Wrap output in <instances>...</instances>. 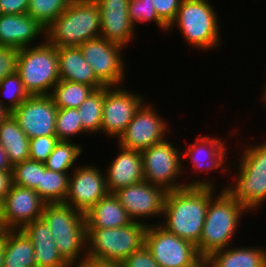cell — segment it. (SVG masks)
Returning <instances> with one entry per match:
<instances>
[{
	"mask_svg": "<svg viewBox=\"0 0 266 267\" xmlns=\"http://www.w3.org/2000/svg\"><path fill=\"white\" fill-rule=\"evenodd\" d=\"M210 201L209 186H187L166 193L160 224L195 246L199 244Z\"/></svg>",
	"mask_w": 266,
	"mask_h": 267,
	"instance_id": "6da1fadb",
	"label": "cell"
},
{
	"mask_svg": "<svg viewBox=\"0 0 266 267\" xmlns=\"http://www.w3.org/2000/svg\"><path fill=\"white\" fill-rule=\"evenodd\" d=\"M220 189L217 191L215 187H210V201L203 231L196 246L203 259L234 244L232 242L237 236L240 222L245 214L250 213L226 189Z\"/></svg>",
	"mask_w": 266,
	"mask_h": 267,
	"instance_id": "7a4b0ae2",
	"label": "cell"
},
{
	"mask_svg": "<svg viewBox=\"0 0 266 267\" xmlns=\"http://www.w3.org/2000/svg\"><path fill=\"white\" fill-rule=\"evenodd\" d=\"M246 144L240 149L242 152L239 150V159L230 161L229 171L232 172L230 168L234 167L236 172L230 176L232 182L227 180L228 184H222V189H226L251 214L266 203V141L257 145Z\"/></svg>",
	"mask_w": 266,
	"mask_h": 267,
	"instance_id": "3957f363",
	"label": "cell"
},
{
	"mask_svg": "<svg viewBox=\"0 0 266 267\" xmlns=\"http://www.w3.org/2000/svg\"><path fill=\"white\" fill-rule=\"evenodd\" d=\"M215 10L211 0H182L168 32L171 33V29L177 27L185 43L199 52L217 50L223 41L219 14Z\"/></svg>",
	"mask_w": 266,
	"mask_h": 267,
	"instance_id": "277c9868",
	"label": "cell"
},
{
	"mask_svg": "<svg viewBox=\"0 0 266 267\" xmlns=\"http://www.w3.org/2000/svg\"><path fill=\"white\" fill-rule=\"evenodd\" d=\"M41 218L62 258L70 266H82L87 259L85 214L64 203H55L46 204Z\"/></svg>",
	"mask_w": 266,
	"mask_h": 267,
	"instance_id": "5b68a950",
	"label": "cell"
},
{
	"mask_svg": "<svg viewBox=\"0 0 266 267\" xmlns=\"http://www.w3.org/2000/svg\"><path fill=\"white\" fill-rule=\"evenodd\" d=\"M170 140L167 138L141 151L145 181L162 187L167 192L187 186L218 187L215 185V181L208 180L210 178L208 176L205 178V175L203 179L200 177L193 179L192 177V181L190 179L184 180L185 177L182 172L183 148L178 149ZM181 178H184V182Z\"/></svg>",
	"mask_w": 266,
	"mask_h": 267,
	"instance_id": "8992f818",
	"label": "cell"
},
{
	"mask_svg": "<svg viewBox=\"0 0 266 267\" xmlns=\"http://www.w3.org/2000/svg\"><path fill=\"white\" fill-rule=\"evenodd\" d=\"M100 13L94 0H73L47 28L46 40L56 47H78L100 37Z\"/></svg>",
	"mask_w": 266,
	"mask_h": 267,
	"instance_id": "52a82bcc",
	"label": "cell"
},
{
	"mask_svg": "<svg viewBox=\"0 0 266 267\" xmlns=\"http://www.w3.org/2000/svg\"><path fill=\"white\" fill-rule=\"evenodd\" d=\"M147 227L132 221L118 228L86 229L87 258L122 263L145 245Z\"/></svg>",
	"mask_w": 266,
	"mask_h": 267,
	"instance_id": "ba28073f",
	"label": "cell"
},
{
	"mask_svg": "<svg viewBox=\"0 0 266 267\" xmlns=\"http://www.w3.org/2000/svg\"><path fill=\"white\" fill-rule=\"evenodd\" d=\"M17 73L30 96L50 95L60 81L57 47L45 40L19 49Z\"/></svg>",
	"mask_w": 266,
	"mask_h": 267,
	"instance_id": "9c48e42d",
	"label": "cell"
},
{
	"mask_svg": "<svg viewBox=\"0 0 266 267\" xmlns=\"http://www.w3.org/2000/svg\"><path fill=\"white\" fill-rule=\"evenodd\" d=\"M145 246L160 267H199L204 262L194 244L160 224L151 223L147 227Z\"/></svg>",
	"mask_w": 266,
	"mask_h": 267,
	"instance_id": "30bf717a",
	"label": "cell"
},
{
	"mask_svg": "<svg viewBox=\"0 0 266 267\" xmlns=\"http://www.w3.org/2000/svg\"><path fill=\"white\" fill-rule=\"evenodd\" d=\"M78 47L97 78L105 86L124 85V81L127 80V65L123 53L125 47L102 37L88 40Z\"/></svg>",
	"mask_w": 266,
	"mask_h": 267,
	"instance_id": "8fae6325",
	"label": "cell"
},
{
	"mask_svg": "<svg viewBox=\"0 0 266 267\" xmlns=\"http://www.w3.org/2000/svg\"><path fill=\"white\" fill-rule=\"evenodd\" d=\"M153 103L144 102L136 111L132 121L116 140L121 147L143 151L167 139L169 122L157 112ZM155 107V108H154Z\"/></svg>",
	"mask_w": 266,
	"mask_h": 267,
	"instance_id": "7c38bea8",
	"label": "cell"
},
{
	"mask_svg": "<svg viewBox=\"0 0 266 267\" xmlns=\"http://www.w3.org/2000/svg\"><path fill=\"white\" fill-rule=\"evenodd\" d=\"M122 86H105V98L100 134L118 139L145 102V95Z\"/></svg>",
	"mask_w": 266,
	"mask_h": 267,
	"instance_id": "4fadbf2b",
	"label": "cell"
},
{
	"mask_svg": "<svg viewBox=\"0 0 266 267\" xmlns=\"http://www.w3.org/2000/svg\"><path fill=\"white\" fill-rule=\"evenodd\" d=\"M218 137H213L212 135L197 136L194 142L187 144L188 147L182 151V172L184 177L188 173V170L185 169L187 168L185 167L186 160H188V165L189 163L191 165L189 169L191 176L192 172L198 176L212 174L211 172L214 170L216 172L220 170L224 175L229 172L230 160L228 155L230 153L226 144L228 143L229 145V142L228 140L224 141L220 136Z\"/></svg>",
	"mask_w": 266,
	"mask_h": 267,
	"instance_id": "5bb4252c",
	"label": "cell"
},
{
	"mask_svg": "<svg viewBox=\"0 0 266 267\" xmlns=\"http://www.w3.org/2000/svg\"><path fill=\"white\" fill-rule=\"evenodd\" d=\"M99 166L88 163L79 164L69 178V189L64 204L72 206L85 214L100 199L110 192L107 187L106 174Z\"/></svg>",
	"mask_w": 266,
	"mask_h": 267,
	"instance_id": "9a60e30c",
	"label": "cell"
},
{
	"mask_svg": "<svg viewBox=\"0 0 266 267\" xmlns=\"http://www.w3.org/2000/svg\"><path fill=\"white\" fill-rule=\"evenodd\" d=\"M166 193L162 187L145 180L114 192L131 220L147 226L150 225L149 219L162 218Z\"/></svg>",
	"mask_w": 266,
	"mask_h": 267,
	"instance_id": "2e32d148",
	"label": "cell"
},
{
	"mask_svg": "<svg viewBox=\"0 0 266 267\" xmlns=\"http://www.w3.org/2000/svg\"><path fill=\"white\" fill-rule=\"evenodd\" d=\"M58 108L50 95L30 96L11 114L29 139L56 136Z\"/></svg>",
	"mask_w": 266,
	"mask_h": 267,
	"instance_id": "e0dca14e",
	"label": "cell"
},
{
	"mask_svg": "<svg viewBox=\"0 0 266 267\" xmlns=\"http://www.w3.org/2000/svg\"><path fill=\"white\" fill-rule=\"evenodd\" d=\"M46 204L34 189L12 184L3 200L5 230L22 229L40 219Z\"/></svg>",
	"mask_w": 266,
	"mask_h": 267,
	"instance_id": "ac0fdd59",
	"label": "cell"
},
{
	"mask_svg": "<svg viewBox=\"0 0 266 267\" xmlns=\"http://www.w3.org/2000/svg\"><path fill=\"white\" fill-rule=\"evenodd\" d=\"M94 1L100 13V37L127 49V45H130L136 38L135 32H137L129 18V0Z\"/></svg>",
	"mask_w": 266,
	"mask_h": 267,
	"instance_id": "d6986e66",
	"label": "cell"
},
{
	"mask_svg": "<svg viewBox=\"0 0 266 267\" xmlns=\"http://www.w3.org/2000/svg\"><path fill=\"white\" fill-rule=\"evenodd\" d=\"M38 36L43 41L35 43ZM45 40L46 29L29 14L0 15V46L22 49Z\"/></svg>",
	"mask_w": 266,
	"mask_h": 267,
	"instance_id": "ffe728a7",
	"label": "cell"
},
{
	"mask_svg": "<svg viewBox=\"0 0 266 267\" xmlns=\"http://www.w3.org/2000/svg\"><path fill=\"white\" fill-rule=\"evenodd\" d=\"M119 146L118 153L106 166V182L110 193L144 180L141 151Z\"/></svg>",
	"mask_w": 266,
	"mask_h": 267,
	"instance_id": "44dd1931",
	"label": "cell"
},
{
	"mask_svg": "<svg viewBox=\"0 0 266 267\" xmlns=\"http://www.w3.org/2000/svg\"><path fill=\"white\" fill-rule=\"evenodd\" d=\"M57 55L60 80L83 83L95 90L105 87L84 59L79 47H57Z\"/></svg>",
	"mask_w": 266,
	"mask_h": 267,
	"instance_id": "7402d4cb",
	"label": "cell"
},
{
	"mask_svg": "<svg viewBox=\"0 0 266 267\" xmlns=\"http://www.w3.org/2000/svg\"><path fill=\"white\" fill-rule=\"evenodd\" d=\"M22 230L31 239L38 267H71L60 255L52 233L42 218L26 224Z\"/></svg>",
	"mask_w": 266,
	"mask_h": 267,
	"instance_id": "603a6c76",
	"label": "cell"
},
{
	"mask_svg": "<svg viewBox=\"0 0 266 267\" xmlns=\"http://www.w3.org/2000/svg\"><path fill=\"white\" fill-rule=\"evenodd\" d=\"M235 245L213 252L204 259L205 264L208 267H266V246Z\"/></svg>",
	"mask_w": 266,
	"mask_h": 267,
	"instance_id": "cb8c5ba5",
	"label": "cell"
},
{
	"mask_svg": "<svg viewBox=\"0 0 266 267\" xmlns=\"http://www.w3.org/2000/svg\"><path fill=\"white\" fill-rule=\"evenodd\" d=\"M86 229L118 228L132 220L114 193L100 199L85 213Z\"/></svg>",
	"mask_w": 266,
	"mask_h": 267,
	"instance_id": "d4e9b609",
	"label": "cell"
},
{
	"mask_svg": "<svg viewBox=\"0 0 266 267\" xmlns=\"http://www.w3.org/2000/svg\"><path fill=\"white\" fill-rule=\"evenodd\" d=\"M29 140L12 114L0 125V144L11 166L29 160Z\"/></svg>",
	"mask_w": 266,
	"mask_h": 267,
	"instance_id": "484cf974",
	"label": "cell"
},
{
	"mask_svg": "<svg viewBox=\"0 0 266 267\" xmlns=\"http://www.w3.org/2000/svg\"><path fill=\"white\" fill-rule=\"evenodd\" d=\"M4 267H38L31 239L22 229L6 230Z\"/></svg>",
	"mask_w": 266,
	"mask_h": 267,
	"instance_id": "4316f807",
	"label": "cell"
},
{
	"mask_svg": "<svg viewBox=\"0 0 266 267\" xmlns=\"http://www.w3.org/2000/svg\"><path fill=\"white\" fill-rule=\"evenodd\" d=\"M83 151L84 149L81 143L59 140L52 153L44 162L45 167L52 171L70 173L79 165L77 159L80 158Z\"/></svg>",
	"mask_w": 266,
	"mask_h": 267,
	"instance_id": "83f0119b",
	"label": "cell"
},
{
	"mask_svg": "<svg viewBox=\"0 0 266 267\" xmlns=\"http://www.w3.org/2000/svg\"><path fill=\"white\" fill-rule=\"evenodd\" d=\"M95 89L83 83L60 80L52 89V97L56 107L78 108Z\"/></svg>",
	"mask_w": 266,
	"mask_h": 267,
	"instance_id": "f1b7e54d",
	"label": "cell"
},
{
	"mask_svg": "<svg viewBox=\"0 0 266 267\" xmlns=\"http://www.w3.org/2000/svg\"><path fill=\"white\" fill-rule=\"evenodd\" d=\"M105 87L96 89L77 108L83 130L89 135L101 133Z\"/></svg>",
	"mask_w": 266,
	"mask_h": 267,
	"instance_id": "f546056e",
	"label": "cell"
},
{
	"mask_svg": "<svg viewBox=\"0 0 266 267\" xmlns=\"http://www.w3.org/2000/svg\"><path fill=\"white\" fill-rule=\"evenodd\" d=\"M69 178L70 173L46 169L35 191L47 204L64 203L68 194Z\"/></svg>",
	"mask_w": 266,
	"mask_h": 267,
	"instance_id": "4dcf8cb0",
	"label": "cell"
},
{
	"mask_svg": "<svg viewBox=\"0 0 266 267\" xmlns=\"http://www.w3.org/2000/svg\"><path fill=\"white\" fill-rule=\"evenodd\" d=\"M29 97L17 72L0 81V103L9 113L16 110Z\"/></svg>",
	"mask_w": 266,
	"mask_h": 267,
	"instance_id": "1f68e13d",
	"label": "cell"
},
{
	"mask_svg": "<svg viewBox=\"0 0 266 267\" xmlns=\"http://www.w3.org/2000/svg\"><path fill=\"white\" fill-rule=\"evenodd\" d=\"M73 0H29L27 14L45 29L71 4Z\"/></svg>",
	"mask_w": 266,
	"mask_h": 267,
	"instance_id": "d6a6232c",
	"label": "cell"
},
{
	"mask_svg": "<svg viewBox=\"0 0 266 267\" xmlns=\"http://www.w3.org/2000/svg\"><path fill=\"white\" fill-rule=\"evenodd\" d=\"M43 162L26 160L12 166V184L36 189L41 183L42 173L46 170Z\"/></svg>",
	"mask_w": 266,
	"mask_h": 267,
	"instance_id": "836d02e7",
	"label": "cell"
},
{
	"mask_svg": "<svg viewBox=\"0 0 266 267\" xmlns=\"http://www.w3.org/2000/svg\"><path fill=\"white\" fill-rule=\"evenodd\" d=\"M55 127L58 140L72 141L75 136L87 135L80 123L77 108L58 109Z\"/></svg>",
	"mask_w": 266,
	"mask_h": 267,
	"instance_id": "e575fe53",
	"label": "cell"
},
{
	"mask_svg": "<svg viewBox=\"0 0 266 267\" xmlns=\"http://www.w3.org/2000/svg\"><path fill=\"white\" fill-rule=\"evenodd\" d=\"M128 14L131 23L137 29L138 24L153 21L159 29L168 31V26L158 17L155 7L150 0H129Z\"/></svg>",
	"mask_w": 266,
	"mask_h": 267,
	"instance_id": "d590c367",
	"label": "cell"
},
{
	"mask_svg": "<svg viewBox=\"0 0 266 267\" xmlns=\"http://www.w3.org/2000/svg\"><path fill=\"white\" fill-rule=\"evenodd\" d=\"M58 141L57 136H38L30 139L29 159L44 163Z\"/></svg>",
	"mask_w": 266,
	"mask_h": 267,
	"instance_id": "8d00e7d4",
	"label": "cell"
},
{
	"mask_svg": "<svg viewBox=\"0 0 266 267\" xmlns=\"http://www.w3.org/2000/svg\"><path fill=\"white\" fill-rule=\"evenodd\" d=\"M19 49L0 46V81L17 72Z\"/></svg>",
	"mask_w": 266,
	"mask_h": 267,
	"instance_id": "74e56055",
	"label": "cell"
},
{
	"mask_svg": "<svg viewBox=\"0 0 266 267\" xmlns=\"http://www.w3.org/2000/svg\"><path fill=\"white\" fill-rule=\"evenodd\" d=\"M158 17L169 27L175 20L182 0H150Z\"/></svg>",
	"mask_w": 266,
	"mask_h": 267,
	"instance_id": "f35d334b",
	"label": "cell"
},
{
	"mask_svg": "<svg viewBox=\"0 0 266 267\" xmlns=\"http://www.w3.org/2000/svg\"><path fill=\"white\" fill-rule=\"evenodd\" d=\"M122 263L123 267H160L145 245L134 251Z\"/></svg>",
	"mask_w": 266,
	"mask_h": 267,
	"instance_id": "ab89813d",
	"label": "cell"
},
{
	"mask_svg": "<svg viewBox=\"0 0 266 267\" xmlns=\"http://www.w3.org/2000/svg\"><path fill=\"white\" fill-rule=\"evenodd\" d=\"M29 0H0V15L27 13Z\"/></svg>",
	"mask_w": 266,
	"mask_h": 267,
	"instance_id": "60d3db41",
	"label": "cell"
},
{
	"mask_svg": "<svg viewBox=\"0 0 266 267\" xmlns=\"http://www.w3.org/2000/svg\"><path fill=\"white\" fill-rule=\"evenodd\" d=\"M12 185V172L0 171V202H3Z\"/></svg>",
	"mask_w": 266,
	"mask_h": 267,
	"instance_id": "b9f144b4",
	"label": "cell"
},
{
	"mask_svg": "<svg viewBox=\"0 0 266 267\" xmlns=\"http://www.w3.org/2000/svg\"><path fill=\"white\" fill-rule=\"evenodd\" d=\"M84 267H123L121 262L101 261L87 258L83 263Z\"/></svg>",
	"mask_w": 266,
	"mask_h": 267,
	"instance_id": "7bdbcfd3",
	"label": "cell"
},
{
	"mask_svg": "<svg viewBox=\"0 0 266 267\" xmlns=\"http://www.w3.org/2000/svg\"><path fill=\"white\" fill-rule=\"evenodd\" d=\"M0 171H12V166L8 161L7 154L0 144Z\"/></svg>",
	"mask_w": 266,
	"mask_h": 267,
	"instance_id": "ee69618b",
	"label": "cell"
},
{
	"mask_svg": "<svg viewBox=\"0 0 266 267\" xmlns=\"http://www.w3.org/2000/svg\"><path fill=\"white\" fill-rule=\"evenodd\" d=\"M5 244H6V230L0 231V267H4V251H5Z\"/></svg>",
	"mask_w": 266,
	"mask_h": 267,
	"instance_id": "f6af8a7d",
	"label": "cell"
},
{
	"mask_svg": "<svg viewBox=\"0 0 266 267\" xmlns=\"http://www.w3.org/2000/svg\"><path fill=\"white\" fill-rule=\"evenodd\" d=\"M10 114L11 113H9L6 108L0 103V125Z\"/></svg>",
	"mask_w": 266,
	"mask_h": 267,
	"instance_id": "bcb514c9",
	"label": "cell"
},
{
	"mask_svg": "<svg viewBox=\"0 0 266 267\" xmlns=\"http://www.w3.org/2000/svg\"><path fill=\"white\" fill-rule=\"evenodd\" d=\"M0 231H5L4 216H3V202H0Z\"/></svg>",
	"mask_w": 266,
	"mask_h": 267,
	"instance_id": "7dc6e473",
	"label": "cell"
},
{
	"mask_svg": "<svg viewBox=\"0 0 266 267\" xmlns=\"http://www.w3.org/2000/svg\"><path fill=\"white\" fill-rule=\"evenodd\" d=\"M265 79H266V77H265ZM265 85H264V88L263 89H261V90H263V91H261L262 92V94L260 93V95H261V98L263 99L262 101H264L263 103H264V108H266V80H265V83H264Z\"/></svg>",
	"mask_w": 266,
	"mask_h": 267,
	"instance_id": "c3c4849f",
	"label": "cell"
},
{
	"mask_svg": "<svg viewBox=\"0 0 266 267\" xmlns=\"http://www.w3.org/2000/svg\"><path fill=\"white\" fill-rule=\"evenodd\" d=\"M199 267H208L205 262H203Z\"/></svg>",
	"mask_w": 266,
	"mask_h": 267,
	"instance_id": "681fc988",
	"label": "cell"
}]
</instances>
